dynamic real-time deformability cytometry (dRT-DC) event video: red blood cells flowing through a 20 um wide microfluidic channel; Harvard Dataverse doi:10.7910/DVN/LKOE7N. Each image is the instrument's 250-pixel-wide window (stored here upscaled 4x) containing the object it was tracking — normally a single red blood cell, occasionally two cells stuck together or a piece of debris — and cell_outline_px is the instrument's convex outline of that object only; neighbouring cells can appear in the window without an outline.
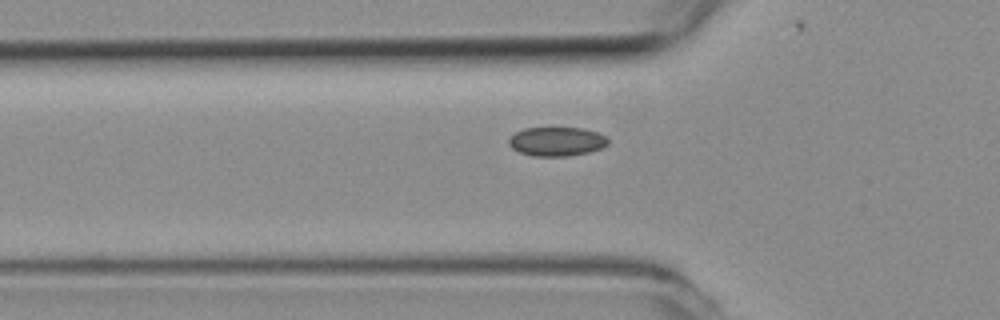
{"species": "common noctule bat (a hibernating species)", "species_latin": "Nyctalus noctula", "temperature_condition": "room temperature", "stored_images_in_passage": 30, "camera_frame_rate_fps": 3000, "um_per_image_px": 0.085, "animal": {"sex": "female", "body_mass_g": 19.3, "forearm_length_mm": 54.1}, "frame": {"image": 1, "passage_image": 2, "time_ms": 0.333, "image_size_px": [1000, 320], "cell_outline_px": [[608, 144], [604, 148], [588, 152], [568, 156], [532, 156], [520, 152], [512, 148], [508, 144], [508, 140], [516, 132], [524, 128], [584, 128], [596, 132], [604, 136], [608, 140]], "centroid_in_image_um": [47.32, 12.03], "position_along_channel_um": 78.5, "area_um2": 16.76}}
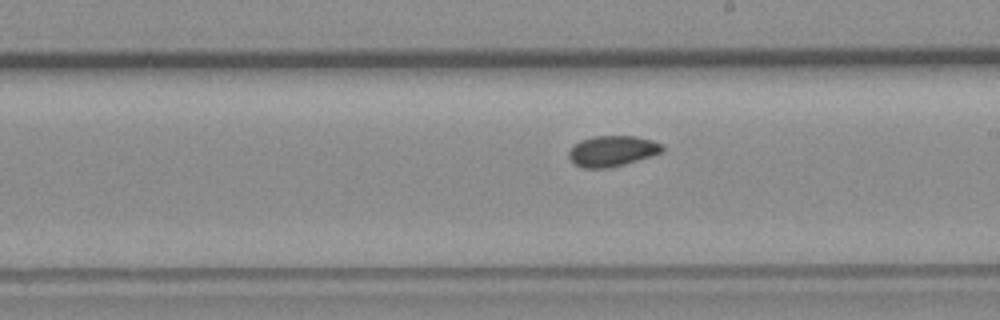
{"frame": {"image": 2, "passage_image": 14, "time_ms": 4.333, "image_size_px": [1000, 320], "cell_outline_px": [[664, 148], [660, 152], [624, 164], [608, 168], [580, 168], [568, 156], [568, 152], [580, 140], [592, 136], [636, 136], [652, 140], [660, 144]], "centroid_in_image_um": [52.0, 12.83], "position_along_channel_um": 237.0, "area_um2": 16.42}}
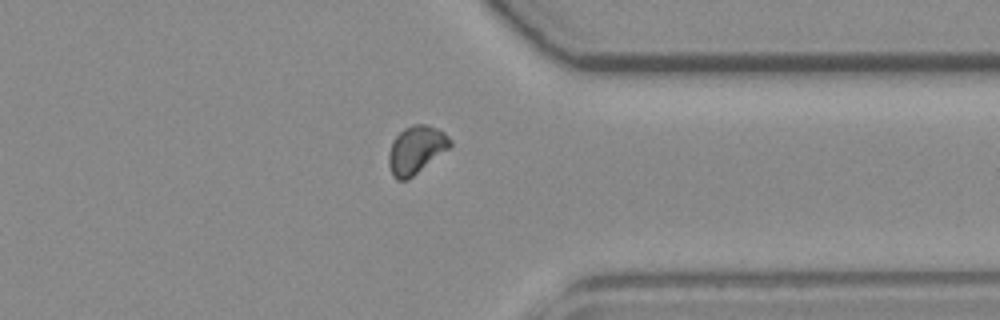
{"frame": {"image": 3, "passage_image": 25, "time_ms": 8.0, "image_size_px": [1000, 320], "cell_outline_px": [[452, 144], [448, 148], [408, 180], [396, 180], [392, 176], [388, 164], [388, 152], [392, 140], [404, 128], [416, 124], [428, 124], [444, 132], [452, 140]], "centroid_in_image_um": [35.33, 12.73], "position_along_channel_um": 376.1, "area_um2": 17.11}, "authors_computed_cell_mechanics": {"area_um2": 16.5886, "velocity_mm_per_s": 3.9432, "shape_relaxation_time_tau1_ms": 4.4062, "shape_relaxation_time_tau2_ms": null, "deformation_change_tau1": 0.0484, "deformation_change_tau2": null}}